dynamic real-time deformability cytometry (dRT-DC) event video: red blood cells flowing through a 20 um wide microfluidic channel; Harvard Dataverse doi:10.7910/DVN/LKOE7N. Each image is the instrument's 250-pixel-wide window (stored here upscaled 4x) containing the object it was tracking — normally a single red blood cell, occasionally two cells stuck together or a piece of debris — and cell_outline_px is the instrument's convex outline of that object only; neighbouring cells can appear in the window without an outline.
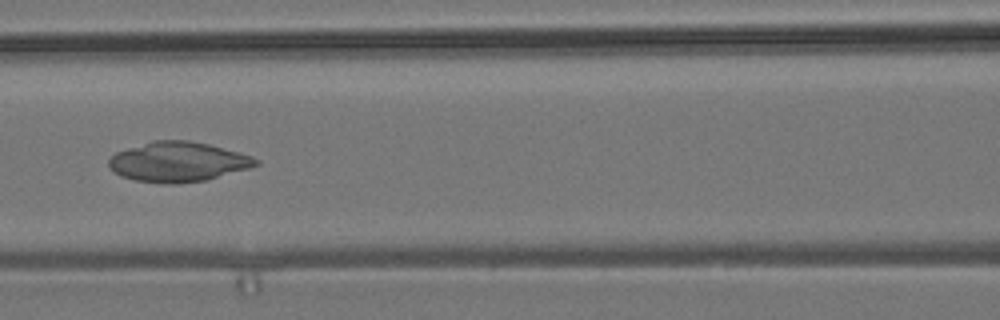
{"species": "common noctule bat (a hibernating species)", "species_latin": "Nyctalus noctula", "temperature_condition": "room temperature", "stored_images_in_passage": 6, "camera_frame_rate_fps": 3000, "um_per_image_px": 0.085, "animal": {"sex": "male", "body_mass_g": 19.2, "forearm_length_mm": 51.8}, "frame": {"image": 1, "passage_image": 6, "time_ms": 5.667, "image_size_px": [1000, 320], "cell_outline_px": [[260, 164], [248, 168], [204, 180], [176, 184], [168, 184], [136, 180], [120, 176], [108, 168], [108, 160], [116, 152], [152, 140], [188, 140], [208, 144], [252, 156], [260, 160]], "centroid_in_image_um": [15.1, 13.75], "position_along_channel_um": 151.5, "area_um2": 33.99}}